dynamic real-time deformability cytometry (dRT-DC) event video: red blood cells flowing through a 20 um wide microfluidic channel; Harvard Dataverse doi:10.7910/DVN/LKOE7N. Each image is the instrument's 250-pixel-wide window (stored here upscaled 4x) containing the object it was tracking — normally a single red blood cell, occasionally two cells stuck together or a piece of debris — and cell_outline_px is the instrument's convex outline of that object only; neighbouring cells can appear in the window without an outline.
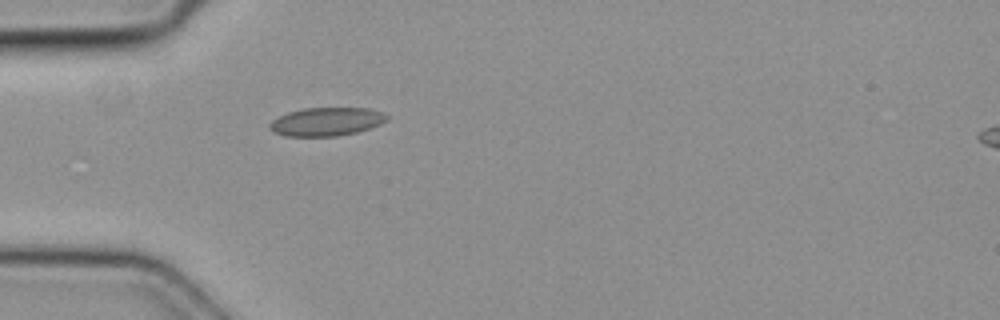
{"species": "common noctule bat (a hibernating species)", "species_latin": "Nyctalus noctula", "temperature_condition": "cold", "stored_images_in_passage": 5, "segment_of_instrument_passage": [1, 2], "camera_frame_rate_fps": 3000, "um_per_image_px": 0.085, "animal": {"sex": "female", "body_mass_g": 19.3, "forearm_length_mm": 54.1}, "frame": {"image": 1, "passage_image": 4, "time_ms": 1.0, "image_size_px": [1000, 320], "cell_outline_px": [[388, 120], [380, 124], [356, 132], [336, 136], [284, 136], [272, 132], [268, 128], [268, 124], [272, 120], [288, 112], [304, 108], [368, 108], [384, 112], [388, 116]], "centroid_in_image_um": [27.73, 10.34], "position_along_channel_um": 57.3, "area_um2": 19.48}}